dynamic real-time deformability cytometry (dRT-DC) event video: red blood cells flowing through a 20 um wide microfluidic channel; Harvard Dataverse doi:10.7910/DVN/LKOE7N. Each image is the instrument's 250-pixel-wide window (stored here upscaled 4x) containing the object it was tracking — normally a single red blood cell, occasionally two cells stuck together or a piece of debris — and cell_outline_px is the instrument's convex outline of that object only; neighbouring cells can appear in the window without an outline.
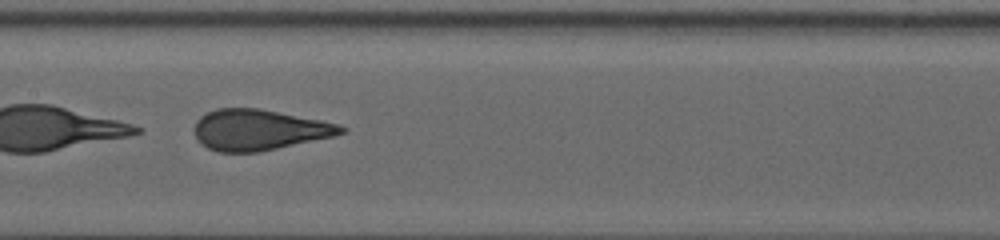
{"species": "human", "species_latin": "Homo sapiens", "temperature_condition": "warm", "stored_images_in_passage": 54, "segment_of_instrument_passage": [2, 2], "camera_frame_rate_fps": 3000, "um_per_image_px": 0.085, "donor": {"sex": "female"}, "frame": {"image": 1, "passage_image": 26, "time_ms": 14.0, "image_size_px": [1000, 240], "cell_outline_px": [[348, 128], [344, 132], [332, 136], [260, 152], [220, 152], [208, 148], [196, 140], [196, 120], [200, 116], [216, 108], [256, 108], [320, 120], [336, 124]], "centroid_in_image_um": [21.98, 11.04], "position_along_channel_um": 185.4, "area_um2": 34.39}}
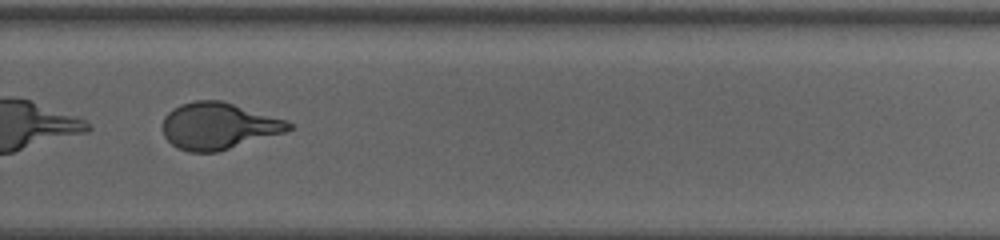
{"frame": {"image": 2, "passage_image": 40, "time_ms": 18.667, "image_size_px": [1000, 240], "cell_outline_px": [[292, 128], [284, 132], [216, 152], [188, 152], [176, 148], [164, 136], [164, 116], [172, 108], [180, 104], [196, 100], [220, 100], [288, 120], [292, 124]], "centroid_in_image_um": [18.55, 10.7], "position_along_channel_um": 311.3, "area_um2": 34.04}}